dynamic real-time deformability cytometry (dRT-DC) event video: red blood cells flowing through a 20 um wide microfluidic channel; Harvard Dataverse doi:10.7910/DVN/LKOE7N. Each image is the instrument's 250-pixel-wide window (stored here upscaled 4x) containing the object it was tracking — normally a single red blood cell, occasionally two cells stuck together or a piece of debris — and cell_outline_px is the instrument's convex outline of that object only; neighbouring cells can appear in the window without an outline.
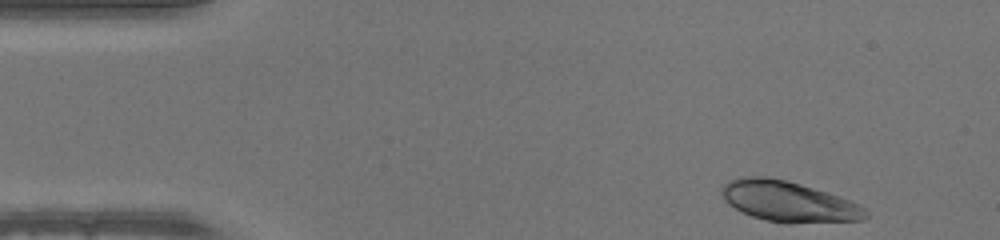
{"species": "human", "species_latin": "Homo sapiens", "temperature_condition": "warm", "stored_images_in_passage": 45, "camera_frame_rate_fps": 3000, "um_per_image_px": 0.085, "donor": {"sex": "male"}, "frame": {"image": 1, "passage_image": 1, "time_ms": 0.0, "image_size_px": [1000, 240], "cell_outline_px": [[868, 216], [864, 220], [788, 224], [784, 224], [764, 220], [752, 216], [728, 204], [724, 200], [720, 192], [724, 184], [728, 180], [744, 176], [764, 176], [788, 180], [848, 200], [864, 208], [868, 212]], "centroid_in_image_um": [66.98, 17.14], "position_along_channel_um": 18.0, "area_um2": 33.99}}
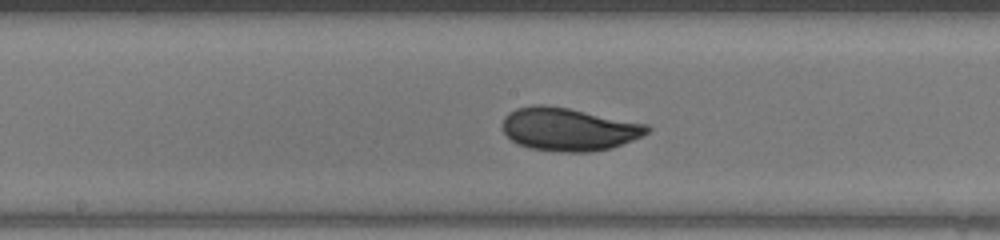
{"frame": {"image": 2, "passage_image": 21, "time_ms": 6.667, "image_size_px": [1000, 240], "cell_outline_px": [[652, 128], [644, 136], [612, 148], [588, 152], [560, 152], [532, 148], [516, 144], [504, 132], [504, 116], [508, 112], [516, 108], [532, 104], [544, 104], [568, 108], [648, 124]], "centroid_in_image_um": [48.36, 10.98], "position_along_channel_um": 199.8, "area_um2": 36.41}}
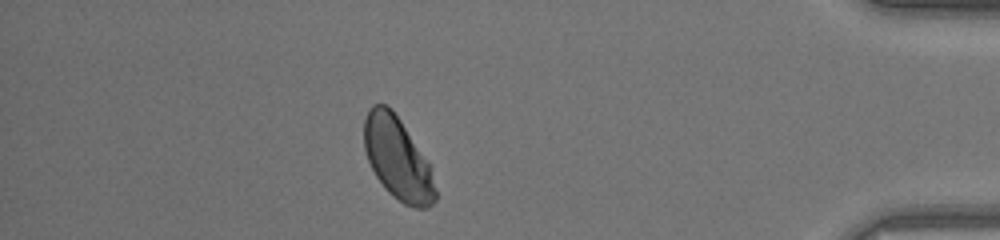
{"frame": {"image": 3, "passage_image": 39, "time_ms": 12.667, "image_size_px": [1000, 240], "cell_outline_px": [[436, 200], [432, 204], [424, 208], [416, 208], [404, 204], [388, 192], [384, 188], [376, 176], [368, 160], [364, 148], [364, 120], [368, 108], [372, 104], [384, 104], [392, 108], [400, 120], [428, 164], [436, 192]], "centroid_in_image_um": [33.75, 13.46], "position_along_channel_um": 401.5, "area_um2": 33.58}}